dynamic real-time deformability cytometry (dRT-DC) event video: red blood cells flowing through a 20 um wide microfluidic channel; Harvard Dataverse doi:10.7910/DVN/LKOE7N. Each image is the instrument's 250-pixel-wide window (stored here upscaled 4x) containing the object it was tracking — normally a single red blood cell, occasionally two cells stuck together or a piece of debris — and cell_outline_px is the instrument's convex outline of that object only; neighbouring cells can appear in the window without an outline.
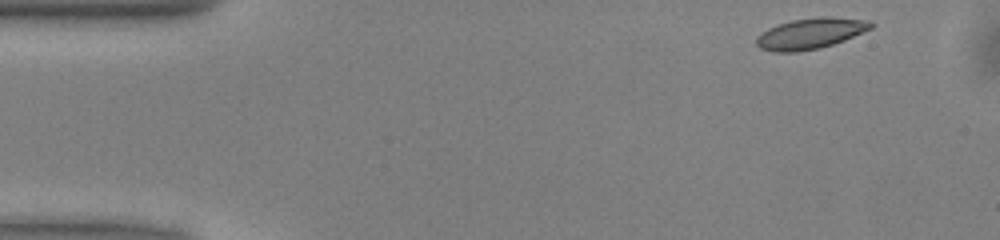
{"species": "common noctule bat (a hibernating species)", "species_latin": "Nyctalus noctula", "temperature_condition": "warm", "stored_images_in_passage": 37, "camera_frame_rate_fps": 3000, "um_per_image_px": 0.085, "animal": {"sex": "male", "body_mass_g": 13.0, "forearm_length_mm": 53.1}, "frame": {"image": 1, "passage_image": 1, "time_ms": 0.0, "image_size_px": [1000, 240], "cell_outline_px": [[876, 24], [872, 28], [844, 40], [832, 44], [816, 48], [796, 52], [772, 52], [760, 48], [756, 44], [756, 36], [768, 28], [776, 24], [792, 20], [820, 16], [832, 16], [868, 20]], "centroid_in_image_um": [68.88, 2.83], "position_along_channel_um": 16.1, "area_um2": 20.69}}
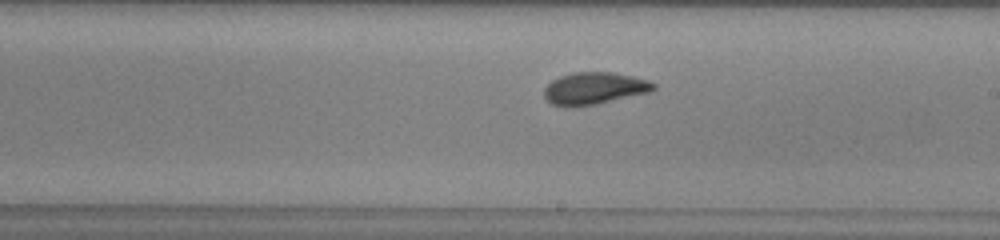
{"frame": {"image": 2, "passage_image": 25, "time_ms": 8.0, "image_size_px": [1000, 240], "cell_outline_px": [[656, 88], [652, 92], [596, 104], [572, 108], [564, 108], [552, 104], [544, 96], [544, 88], [552, 80], [560, 76], [572, 72], [612, 72], [632, 76], [648, 80], [656, 84]], "centroid_in_image_um": [50.51, 7.52], "position_along_channel_um": 238.5, "area_um2": 20.81}}
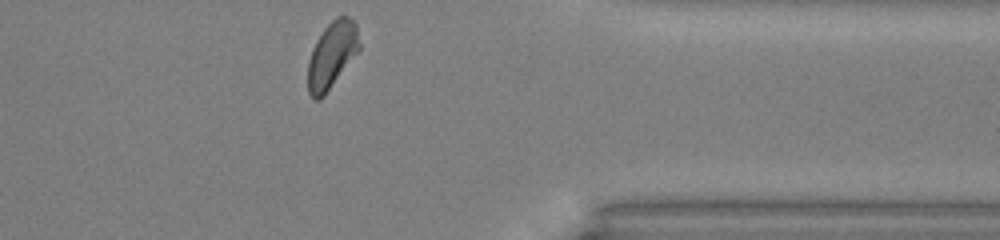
{"frame": {"image": 3, "passage_image": 37, "time_ms": 12.0, "image_size_px": [1000, 240], "cell_outline_px": [[360, 48], [324, 96], [320, 100], [312, 100], [308, 92], [308, 60], [312, 48], [316, 40], [324, 28], [336, 16], [348, 16], [356, 24], [360, 44]], "centroid_in_image_um": [28.18, 4.68], "position_along_channel_um": 383.2, "area_um2": 19.88}, "authors_computed_cell_mechanics": {"area_um2": 20.3456, "velocity_mm_per_s": 4.0208, "shape_relaxation_time_tau1_ms": 4.2393, "shape_relaxation_time_tau2_ms": 1.421, "deformation_change_tau1": 0.1251, "deformation_change_tau2": 0.0521}}